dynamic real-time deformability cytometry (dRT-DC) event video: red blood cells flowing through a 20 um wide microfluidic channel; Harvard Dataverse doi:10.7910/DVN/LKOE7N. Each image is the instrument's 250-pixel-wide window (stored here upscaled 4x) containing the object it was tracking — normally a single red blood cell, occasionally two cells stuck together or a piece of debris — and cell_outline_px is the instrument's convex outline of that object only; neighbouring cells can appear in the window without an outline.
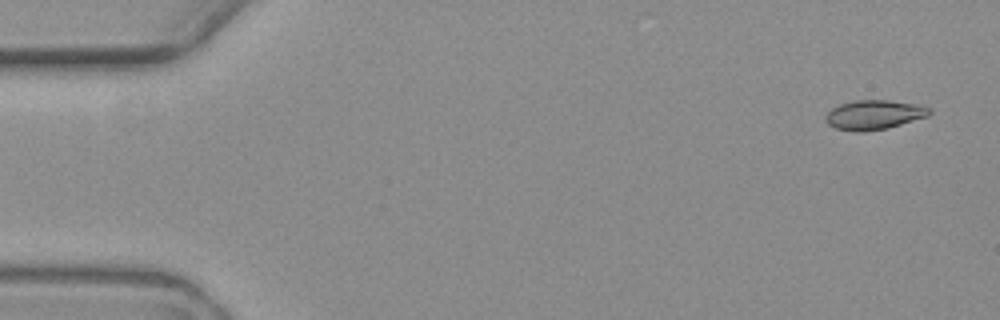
{"species": "common noctule bat (a hibernating species)", "species_latin": "Nyctalus noctula", "temperature_condition": "warm", "stored_images_in_passage": 5, "camera_frame_rate_fps": 3000, "um_per_image_px": 0.085, "animal": {"sex": "female", "body_mass_g": 19.3, "forearm_length_mm": 54.1}, "frame": {"image": 1, "passage_image": 1, "time_ms": 0.0, "image_size_px": [1000, 320], "cell_outline_px": [[932, 112], [928, 116], [888, 128], [860, 132], [856, 132], [836, 128], [828, 124], [824, 120], [824, 116], [832, 108], [840, 104], [852, 100], [888, 100], [912, 104], [932, 108]], "centroid_in_image_um": [74.26, 9.76], "position_along_channel_um": 10.7, "area_um2": 17.8}}
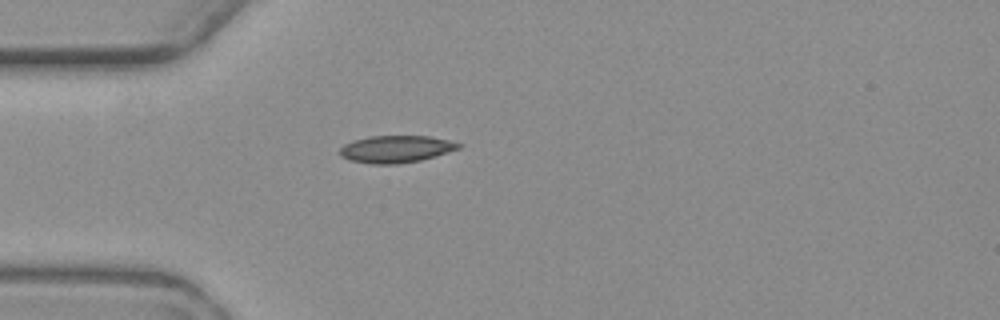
{"frame": {"image": 2, "passage_image": 5, "time_ms": 4.667, "image_size_px": [1000, 320], "cell_outline_px": [[464, 144], [460, 148], [448, 152], [420, 160], [396, 164], [372, 164], [352, 160], [340, 156], [340, 148], [344, 144], [352, 140], [368, 136], [428, 136], [448, 140]], "centroid_in_image_um": [33.65, 12.66], "position_along_channel_um": 51.4, "area_um2": 18.73}}